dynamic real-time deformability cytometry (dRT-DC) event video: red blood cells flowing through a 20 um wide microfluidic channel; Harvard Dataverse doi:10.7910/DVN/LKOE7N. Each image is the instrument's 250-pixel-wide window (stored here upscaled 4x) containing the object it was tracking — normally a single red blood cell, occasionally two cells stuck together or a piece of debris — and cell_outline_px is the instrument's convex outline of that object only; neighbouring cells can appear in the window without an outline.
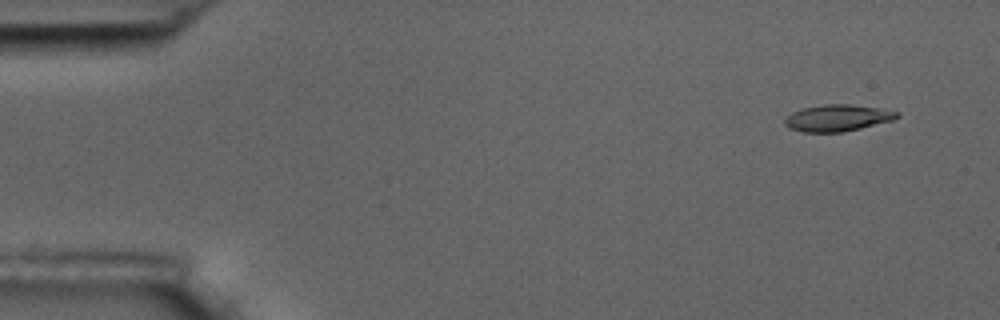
{"species": "common noctule bat (a hibernating species)", "species_latin": "Nyctalus noctula", "temperature_condition": "room temperature", "stored_images_in_passage": 57, "camera_frame_rate_fps": 3000, "um_per_image_px": 0.085, "animal": {"sex": "male", "body_mass_g": 17.5, "forearm_length_mm": 52.3}, "frame": {"image": 1, "passage_image": 4, "time_ms": 1.0, "image_size_px": [1000, 320], "cell_outline_px": [[900, 116], [892, 120], [844, 132], [804, 132], [788, 128], [784, 124], [784, 120], [792, 112], [804, 108], [824, 104], [848, 104], [876, 108], [900, 112]], "centroid_in_image_um": [71.16, 10.03], "position_along_channel_um": 13.8, "area_um2": 17.22}}
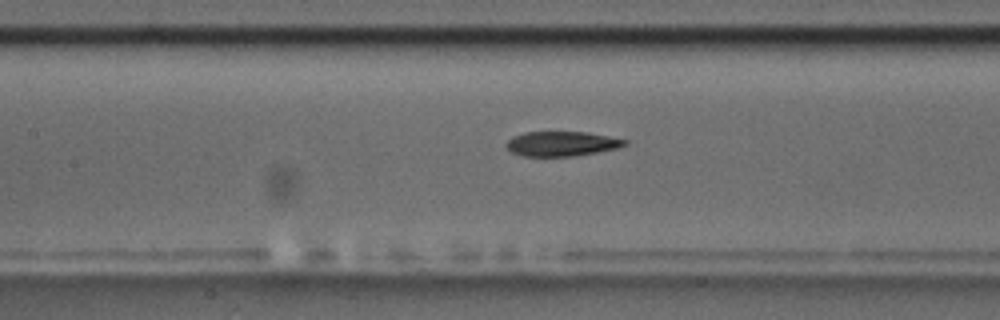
{"frame": {"image": 2, "passage_image": 26, "time_ms": 8.333, "image_size_px": [1000, 320], "cell_outline_px": [[628, 144], [616, 148], [576, 156], [524, 156], [512, 152], [504, 144], [512, 136], [524, 132], [588, 132], [628, 140]], "centroid_in_image_um": [47.73, 12.21], "position_along_channel_um": 159.7, "area_um2": 17.05}}
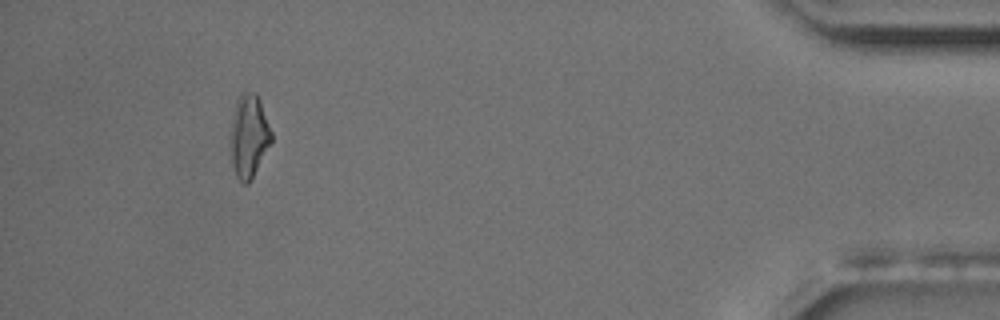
{"frame": {"image": 3, "passage_image": 53, "time_ms": 17.333, "image_size_px": [1000, 320], "cell_outline_px": [[272, 140], [252, 180], [248, 184], [244, 184], [236, 176], [232, 164], [228, 132], [232, 112], [236, 100], [240, 92], [256, 92], [260, 100], [272, 132]], "centroid_in_image_um": [21.12, 11.54], "position_along_channel_um": 414.1, "area_um2": 20.46}, "authors_computed_cell_mechanics": {"area_um2": 17.9758, "velocity_mm_per_s": 3.5296, "shape_relaxation_time_tau1_ms": 6.1648, "shape_relaxation_time_tau2_ms": 6.6799, "deformation_change_tau1": 0.1925, "deformation_change_tau2": 0.1617}}